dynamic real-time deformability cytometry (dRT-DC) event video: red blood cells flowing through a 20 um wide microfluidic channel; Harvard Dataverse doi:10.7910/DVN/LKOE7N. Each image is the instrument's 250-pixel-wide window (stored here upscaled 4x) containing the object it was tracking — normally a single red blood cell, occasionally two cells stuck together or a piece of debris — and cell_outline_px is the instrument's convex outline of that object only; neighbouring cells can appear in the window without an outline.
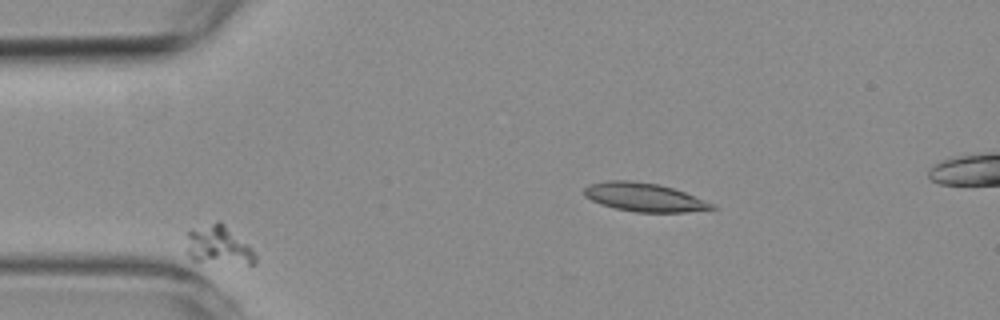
{"species": "common noctule bat (a hibernating species)", "species_latin": "Nyctalus noctula", "temperature_condition": "room temperature", "stored_images_in_passage": 14, "camera_frame_rate_fps": 3000, "um_per_image_px": 0.085, "animal": {"sex": "female", "body_mass_g": 19.3, "forearm_length_mm": 54.1}, "frame": {"image": 1, "passage_image": 2, "time_ms": 2.0, "image_size_px": [1000, 320], "cell_outline_px": [[256, 260], [252, 264], [248, 264], [192, 260], [188, 256], [188, 232], [216, 220], [220, 220], [252, 248], [256, 256]], "centroid_in_image_um": [18.59, 20.83], "position_along_channel_um": 66.4, "area_um2": 15.2}}
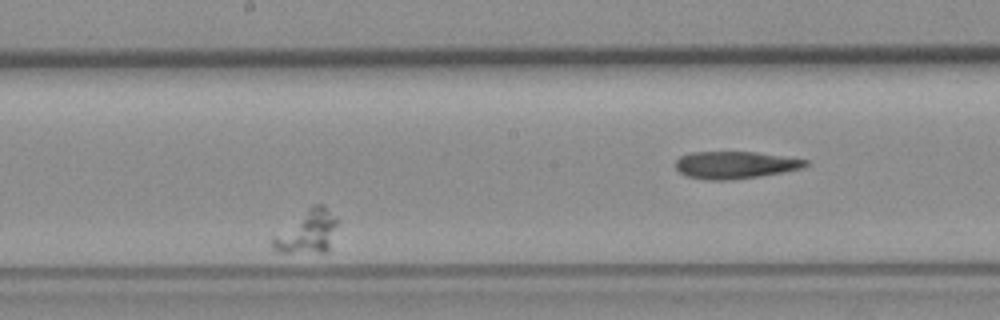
{"frame": {"image": 2, "passage_image": 7, "time_ms": 7.667, "image_size_px": [1000, 320], "cell_outline_px": [[340, 220], [328, 252], [280, 252], [272, 248], [272, 236], [312, 204], [324, 204]], "centroid_in_image_um": [26.17, 19.68], "position_along_channel_um": 222.0, "area_um2": 16.53}}
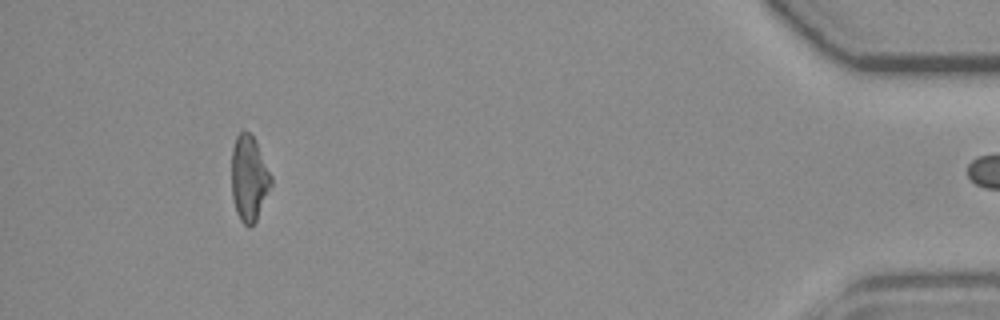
{"frame": {"image": 3, "passage_image": 13, "time_ms": 15.667, "image_size_px": [1000, 320], "cell_outline_px": [[272, 184], [256, 220], [248, 228], [240, 220], [236, 212], [232, 196], [232, 148], [236, 136], [240, 132], [248, 132], [256, 140], [272, 176]], "centroid_in_image_um": [21.17, 15.15], "position_along_channel_um": 414.0, "area_um2": 19.65}}